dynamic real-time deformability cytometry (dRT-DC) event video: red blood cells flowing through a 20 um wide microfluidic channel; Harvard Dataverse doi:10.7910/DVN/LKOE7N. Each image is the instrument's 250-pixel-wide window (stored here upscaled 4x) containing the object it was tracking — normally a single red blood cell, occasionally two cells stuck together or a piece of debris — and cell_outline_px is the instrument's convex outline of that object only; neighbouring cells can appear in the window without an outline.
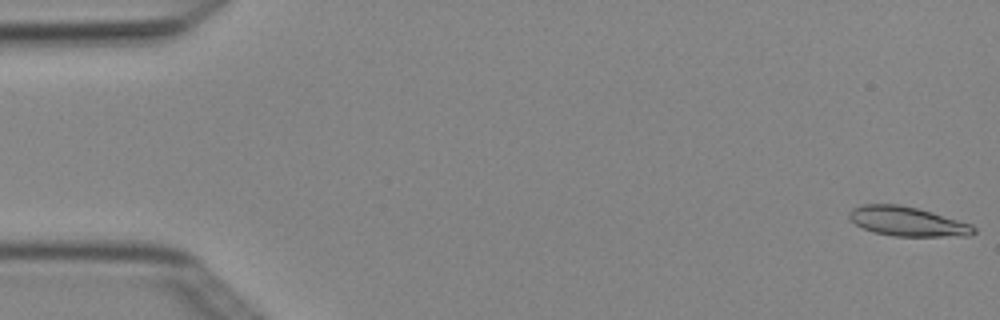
{"species": "Egyptian fruit bat (a non-hibernating species)", "species_latin": "Rousettus aegyptiacus", "temperature_condition": "cold", "stored_images_in_passage": 7, "camera_frame_rate_fps": 3000, "um_per_image_px": 0.085, "animal": {"sex": "female"}, "frame": {"image": 1, "passage_image": 1, "time_ms": 0.0, "image_size_px": [1000, 320], "cell_outline_px": [[976, 232], [972, 236], [892, 236], [872, 232], [856, 224], [848, 216], [848, 212], [852, 208], [864, 204], [900, 204], [932, 212], [972, 224], [976, 228]], "centroid_in_image_um": [77.15, 18.83], "position_along_channel_um": 7.9, "area_um2": 21.44}}
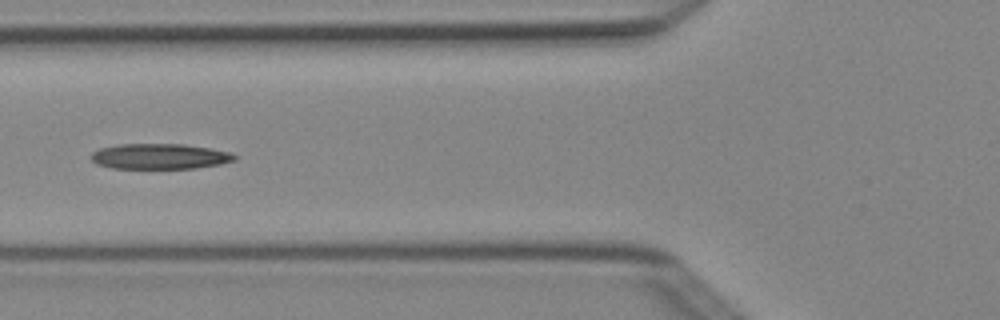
{"frame": {"image": 2, "passage_image": 6, "time_ms": 1.667, "image_size_px": [1000, 320], "cell_outline_px": [[236, 160], [220, 164], [196, 168], [112, 168], [96, 164], [92, 160], [92, 152], [100, 148], [116, 144], [184, 144], [212, 148], [232, 152], [236, 156]], "centroid_in_image_um": [13.6, 13.28], "position_along_channel_um": 112.2, "area_um2": 21.39}}
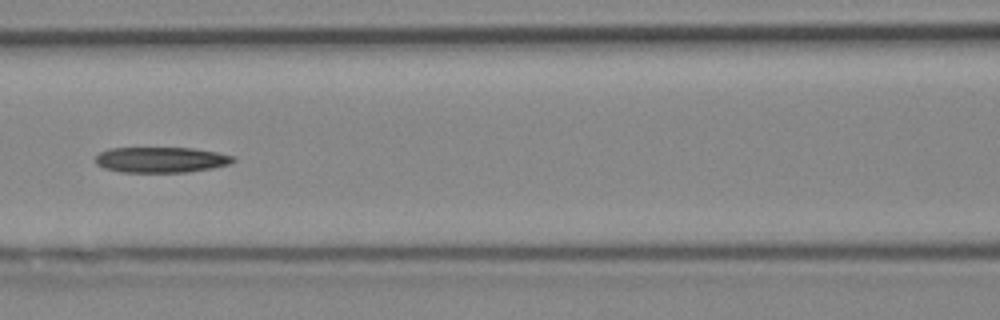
{"frame": {"image": 3, "passage_image": 7, "time_ms": 2.0, "image_size_px": [1000, 320], "cell_outline_px": [[236, 160], [232, 164], [212, 168], [188, 172], [120, 172], [104, 168], [96, 164], [96, 156], [100, 152], [108, 148], [192, 148], [216, 152], [236, 156]], "centroid_in_image_um": [13.72, 13.58], "position_along_channel_um": 152.9, "area_um2": 20.69}}